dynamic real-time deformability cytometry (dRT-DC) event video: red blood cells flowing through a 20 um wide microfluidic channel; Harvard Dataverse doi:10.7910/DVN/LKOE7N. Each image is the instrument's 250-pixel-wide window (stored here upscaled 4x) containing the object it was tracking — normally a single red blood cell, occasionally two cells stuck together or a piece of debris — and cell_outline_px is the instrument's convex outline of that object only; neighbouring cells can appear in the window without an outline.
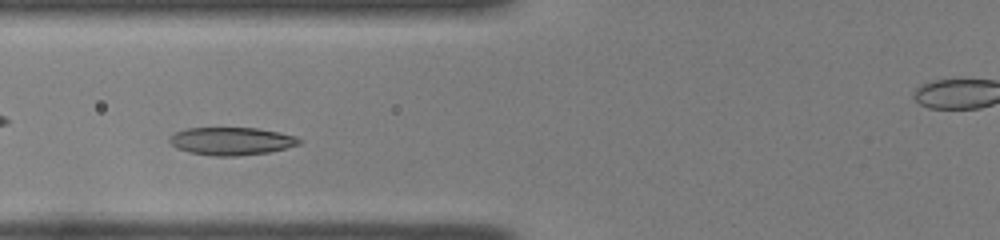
{"species": "common noctule bat (a hibernating species)", "species_latin": "Nyctalus noctula", "temperature_condition": "room temperature", "stored_images_in_passage": 39, "camera_frame_rate_fps": 3000, "um_per_image_px": 0.085, "animal": {"sex": "female", "body_mass_g": 22.0, "forearm_length_mm": 56.7}, "frame": {"image": 1, "passage_image": 8, "time_ms": 2.333, "image_size_px": [1000, 240], "cell_outline_px": [[304, 140], [300, 144], [268, 152], [240, 156], [212, 156], [188, 152], [176, 148], [168, 140], [176, 132], [188, 128], [256, 128], [280, 132], [296, 136]], "centroid_in_image_um": [19.7, 12.0], "position_along_channel_um": 106.1, "area_um2": 21.04}}
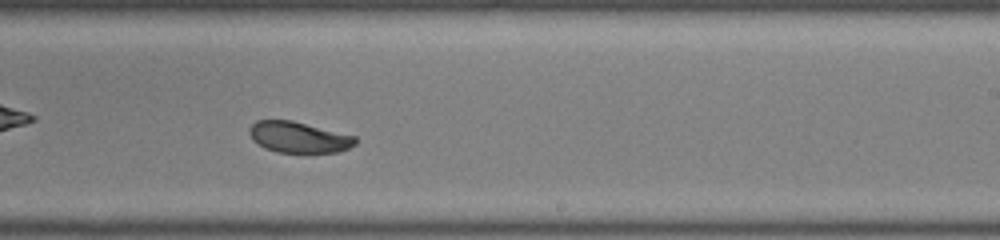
{"frame": {"image": 2, "passage_image": 20, "time_ms": 6.333, "image_size_px": [1000, 240], "cell_outline_px": [[356, 144], [340, 152], [276, 152], [264, 148], [252, 140], [248, 132], [248, 128], [256, 120], [292, 120], [356, 136]], "centroid_in_image_um": [25.36, 11.66], "position_along_channel_um": 263.6, "area_um2": 19.25}}
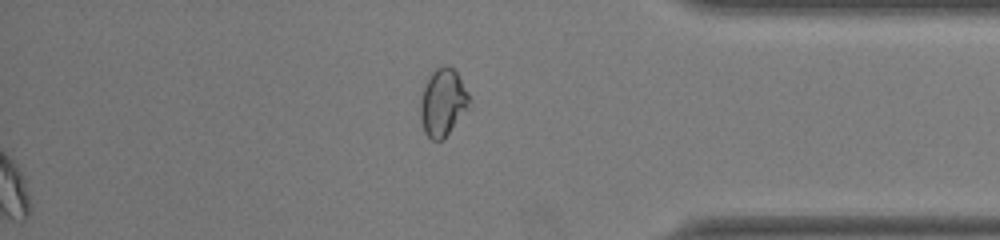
{"frame": {"image": 3, "passage_image": 39, "time_ms": 12.667, "image_size_px": [1000, 240], "cell_outline_px": [[472, 104], [444, 140], [432, 140], [424, 132], [420, 120], [420, 100], [424, 84], [432, 72], [436, 68], [444, 64], [452, 68], [456, 72], [468, 92], [472, 100]], "centroid_in_image_um": [37.65, 8.73], "position_along_channel_um": 397.5, "area_um2": 19.59}, "authors_computed_cell_mechanics": {"area_um2": 20.808, "velocity_mm_per_s": 3.9457, "shape_relaxation_time_tau1_ms": 1.6595, "shape_relaxation_time_tau2_ms": 2.5704, "deformation_change_tau1": 0.0897, "deformation_change_tau2": 0.0526}}